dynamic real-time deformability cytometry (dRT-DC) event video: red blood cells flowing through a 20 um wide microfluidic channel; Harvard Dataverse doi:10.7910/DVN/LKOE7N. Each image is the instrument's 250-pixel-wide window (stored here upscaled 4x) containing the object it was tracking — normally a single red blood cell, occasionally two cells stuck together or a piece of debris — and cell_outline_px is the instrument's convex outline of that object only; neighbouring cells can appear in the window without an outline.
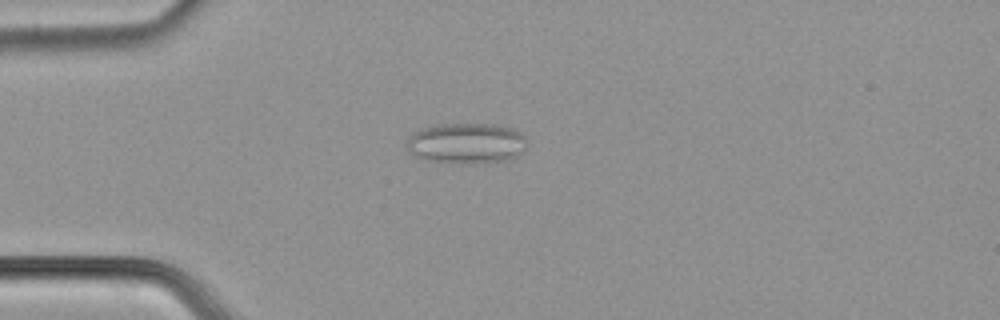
{"species": "common noctule bat (a hibernating species)", "species_latin": "Nyctalus noctula", "temperature_condition": "cold", "stored_images_in_passage": 55, "camera_frame_rate_fps": 3000, "um_per_image_px": 0.085, "animal": {"sex": "male", "body_mass_g": 21.5, "forearm_length_mm": 52.0}, "frame": {"image": 1, "passage_image": 15, "time_ms": 4.667, "image_size_px": [1000, 320], "cell_outline_px": [[524, 148], [516, 156], [508, 160], [464, 164], [460, 164], [428, 160], [416, 156], [408, 152], [408, 140], [412, 132], [420, 128], [440, 124], [496, 124], [516, 128], [524, 136]], "centroid_in_image_um": [39.63, 12.17], "position_along_channel_um": 45.4, "area_um2": 28.55}}
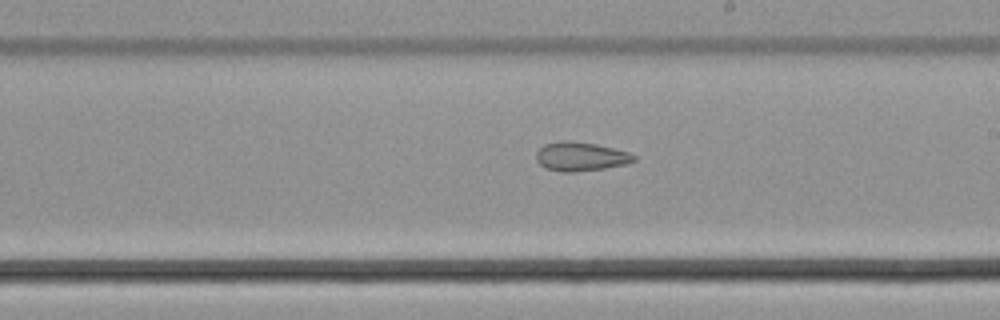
{"frame": {"image": 2, "passage_image": 32, "time_ms": 10.333, "image_size_px": [1000, 320], "cell_outline_px": [[636, 160], [628, 164], [604, 168], [572, 172], [560, 172], [544, 168], [536, 160], [536, 152], [544, 144], [564, 140], [568, 140], [596, 144], [628, 152], [636, 156]], "centroid_in_image_um": [49.34, 13.31], "position_along_channel_um": 239.7, "area_um2": 16.53}}
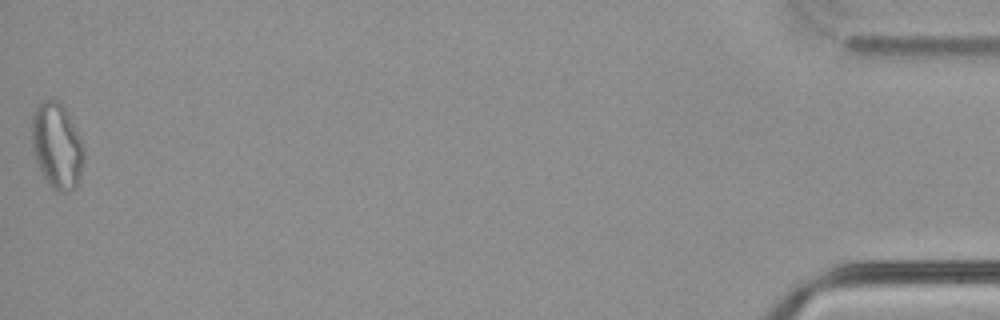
{"frame": {"image": 3, "passage_image": 55, "time_ms": 18.0, "image_size_px": [1000, 320], "cell_outline_px": [[84, 160], [76, 184], [68, 192], [60, 192], [52, 188], [48, 184], [36, 160], [32, 148], [32, 112], [36, 104], [44, 100], [60, 100], [64, 104], [80, 136], [84, 148]], "centroid_in_image_um": [4.83, 12.32], "position_along_channel_um": 430.4, "area_um2": 26.13}, "authors_computed_cell_mechanics": {"area_um2": 20.9814, "velocity_mm_per_s": 3.7794, "shape_relaxation_time_tau1_ms": null, "shape_relaxation_time_tau2_ms": 5.0523, "deformation_change_tau1": null, "deformation_change_tau2": 0.1279}}